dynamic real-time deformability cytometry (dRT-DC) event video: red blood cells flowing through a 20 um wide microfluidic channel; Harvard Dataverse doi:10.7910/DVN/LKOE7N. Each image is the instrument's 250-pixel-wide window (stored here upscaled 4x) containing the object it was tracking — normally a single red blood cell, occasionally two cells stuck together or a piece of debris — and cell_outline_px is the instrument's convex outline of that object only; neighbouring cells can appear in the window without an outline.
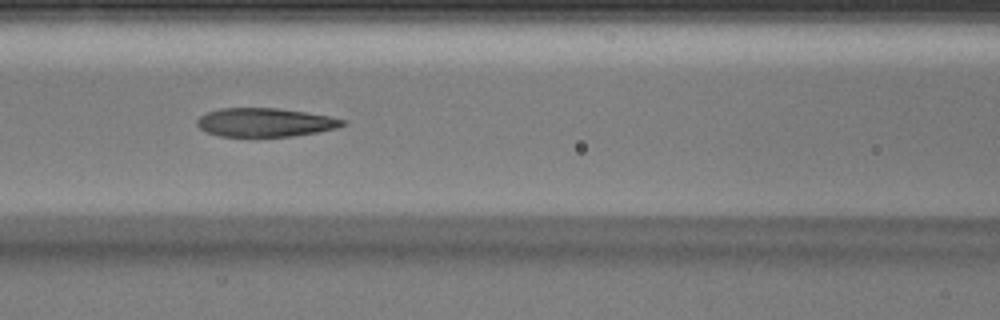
{"species": "Egyptian fruit bat (a non-hibernating species)", "species_latin": "Rousettus aegyptiacus", "temperature_condition": "warm", "stored_images_in_passage": 30, "camera_frame_rate_fps": 3000, "um_per_image_px": 0.085, "animal": {"sex": "male"}, "frame": {"image": 1, "passage_image": 10, "time_ms": 3.0, "image_size_px": [1000, 320], "cell_outline_px": [[348, 124], [336, 128], [316, 132], [292, 136], [220, 136], [208, 132], [200, 128], [196, 124], [196, 120], [200, 116], [208, 112], [220, 108], [280, 108], [328, 116], [344, 120]], "centroid_in_image_um": [22.52, 10.4], "position_along_channel_um": 144.1, "area_um2": 24.1}}
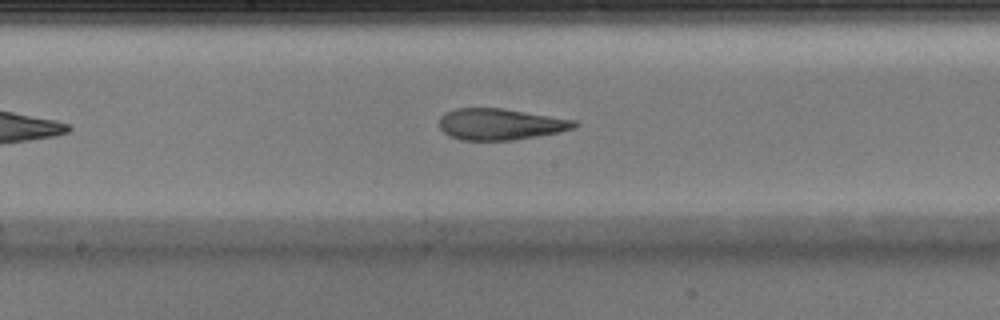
{"frame": {"image": 2, "passage_image": 14, "time_ms": 4.333, "image_size_px": [1000, 320], "cell_outline_px": [[580, 124], [572, 128], [560, 132], [516, 140], [460, 140], [448, 136], [440, 128], [440, 116], [444, 112], [456, 108], [504, 108], [576, 120]], "centroid_in_image_um": [42.52, 10.55], "position_along_channel_um": 205.7, "area_um2": 24.91}}
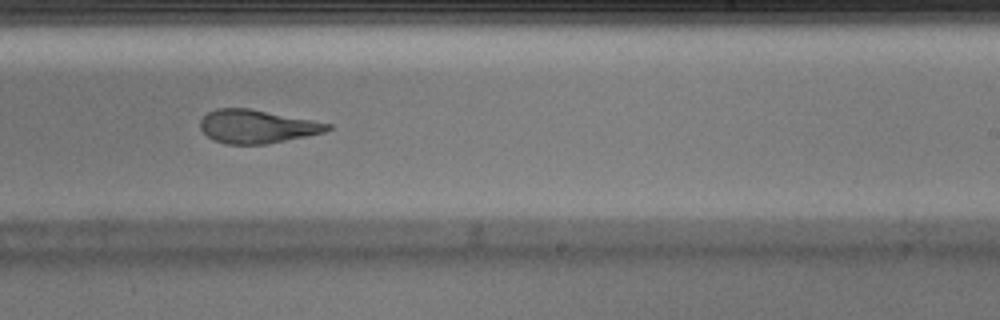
{"frame": {"image": 3, "passage_image": 18, "time_ms": 5.667, "image_size_px": [1000, 320], "cell_outline_px": [[332, 128], [324, 132], [264, 144], [224, 144], [208, 136], [200, 128], [200, 120], [208, 112], [216, 108], [248, 108], [312, 120], [332, 124]], "centroid_in_image_um": [21.81, 10.74], "position_along_channel_um": 267.2, "area_um2": 24.39}}